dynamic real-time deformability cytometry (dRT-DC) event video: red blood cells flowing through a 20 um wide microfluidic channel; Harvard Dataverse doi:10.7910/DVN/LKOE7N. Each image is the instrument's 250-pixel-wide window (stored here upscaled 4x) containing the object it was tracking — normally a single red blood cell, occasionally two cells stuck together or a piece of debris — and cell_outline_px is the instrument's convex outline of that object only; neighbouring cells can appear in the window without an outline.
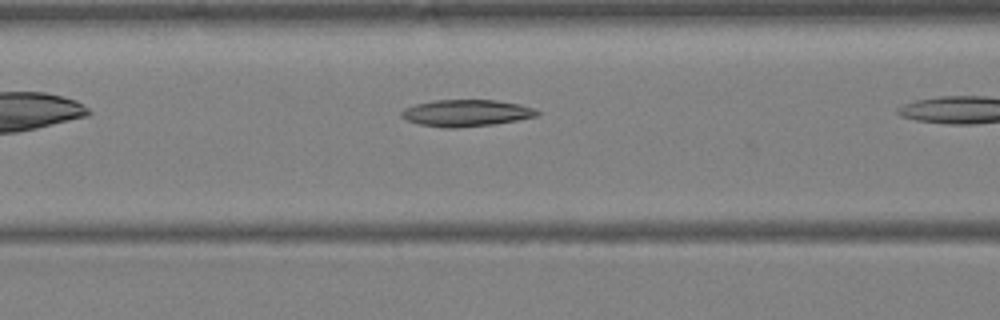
{"species": "Egyptian fruit bat (a non-hibernating species)", "species_latin": "Rousettus aegyptiacus", "temperature_condition": "warm", "stored_images_in_passage": 23, "camera_frame_rate_fps": 3000, "um_per_image_px": 0.085, "animal": {"sex": "female"}, "frame": {"image": 1, "passage_image": 14, "time_ms": 4.333, "image_size_px": [1000, 320], "cell_outline_px": [[540, 112], [536, 116], [496, 124], [456, 128], [444, 128], [420, 124], [408, 120], [400, 116], [400, 112], [404, 108], [416, 104], [432, 100], [496, 100], [520, 104], [532, 108]], "centroid_in_image_um": [39.6, 9.6], "position_along_channel_um": 127.0, "area_um2": 21.1}}
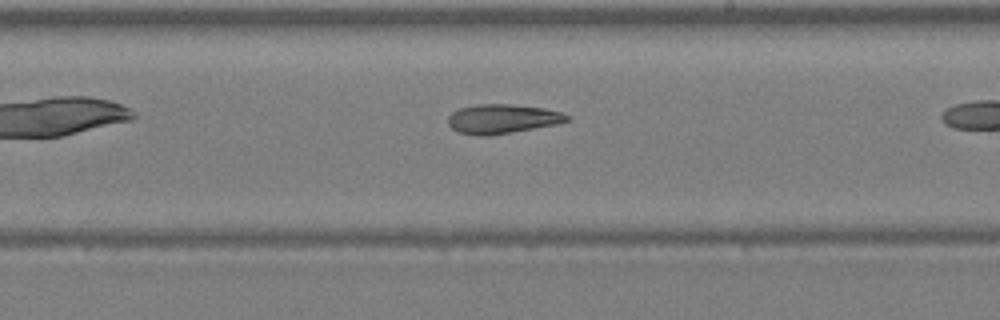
{"frame": {"image": 2, "passage_image": 21, "time_ms": 6.667, "image_size_px": [1000, 320], "cell_outline_px": [[572, 120], [556, 124], [512, 132], [488, 136], [480, 136], [460, 132], [452, 128], [448, 124], [448, 116], [452, 112], [460, 108], [480, 104], [508, 104], [544, 108], [560, 112], [572, 116]], "centroid_in_image_um": [42.72, 10.1], "position_along_channel_um": 246.3, "area_um2": 20.23}}